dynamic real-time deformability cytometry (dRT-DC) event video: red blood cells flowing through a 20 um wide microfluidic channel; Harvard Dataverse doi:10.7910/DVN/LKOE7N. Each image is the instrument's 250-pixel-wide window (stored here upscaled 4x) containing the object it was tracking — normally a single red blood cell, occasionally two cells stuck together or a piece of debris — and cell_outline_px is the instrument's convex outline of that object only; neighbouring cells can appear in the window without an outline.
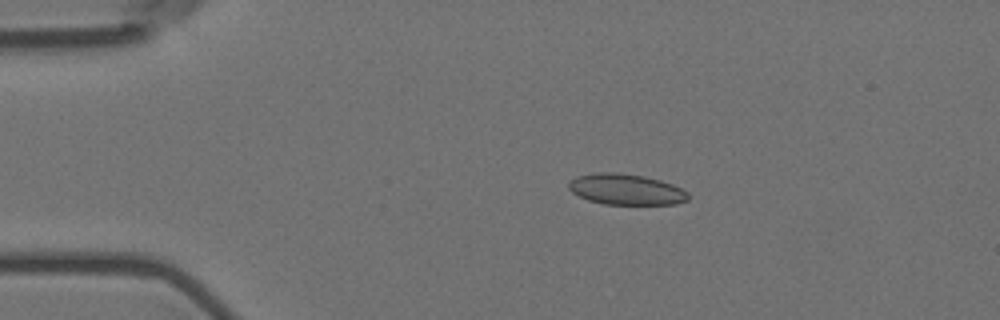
{"species": "Egyptian fruit bat (a non-hibernating species)", "species_latin": "Rousettus aegyptiacus", "temperature_condition": "room temperature", "stored_images_in_passage": 8, "camera_frame_rate_fps": 3000, "um_per_image_px": 0.085, "animal": {"sex": "female"}, "frame": {"image": 1, "passage_image": 3, "time_ms": 0.667, "image_size_px": [1000, 320], "cell_outline_px": [[688, 200], [676, 204], [604, 204], [588, 200], [572, 192], [568, 188], [568, 180], [576, 176], [600, 172], [616, 172], [644, 176], [660, 180], [672, 184], [688, 192]], "centroid_in_image_um": [53.19, 16.09], "position_along_channel_um": 31.8, "area_um2": 21.5}}
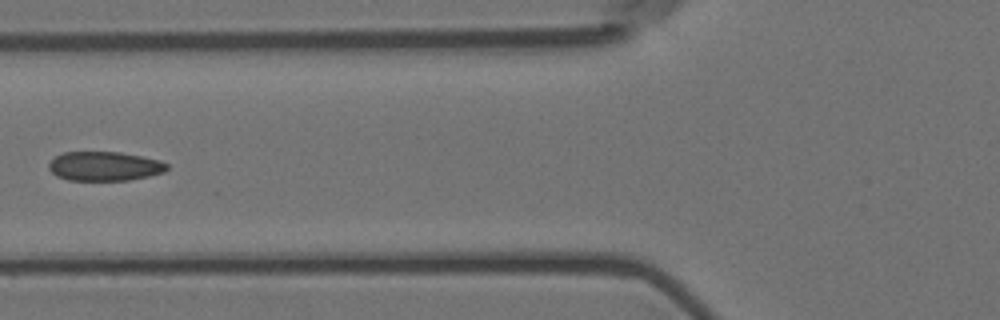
{"frame": {"image": 2, "passage_image": 6, "time_ms": 1.667, "image_size_px": [1000, 320], "cell_outline_px": [[168, 168], [164, 172], [148, 176], [128, 180], [68, 180], [56, 176], [48, 168], [48, 164], [56, 156], [64, 152], [120, 152], [160, 160], [168, 164]], "centroid_in_image_um": [8.88, 14.13], "position_along_channel_um": 116.9, "area_um2": 20.06}}
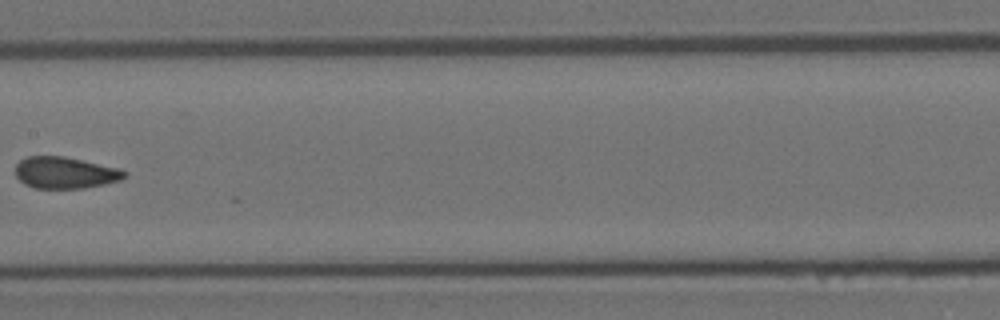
{"frame": {"image": 3, "passage_image": 8, "time_ms": 2.333, "image_size_px": [1000, 320], "cell_outline_px": [[128, 172], [120, 180], [104, 184], [84, 188], [36, 188], [24, 184], [16, 176], [16, 164], [20, 160], [28, 156], [64, 156], [120, 168]], "centroid_in_image_um": [5.53, 14.67], "position_along_channel_um": 201.9, "area_um2": 20.06}}